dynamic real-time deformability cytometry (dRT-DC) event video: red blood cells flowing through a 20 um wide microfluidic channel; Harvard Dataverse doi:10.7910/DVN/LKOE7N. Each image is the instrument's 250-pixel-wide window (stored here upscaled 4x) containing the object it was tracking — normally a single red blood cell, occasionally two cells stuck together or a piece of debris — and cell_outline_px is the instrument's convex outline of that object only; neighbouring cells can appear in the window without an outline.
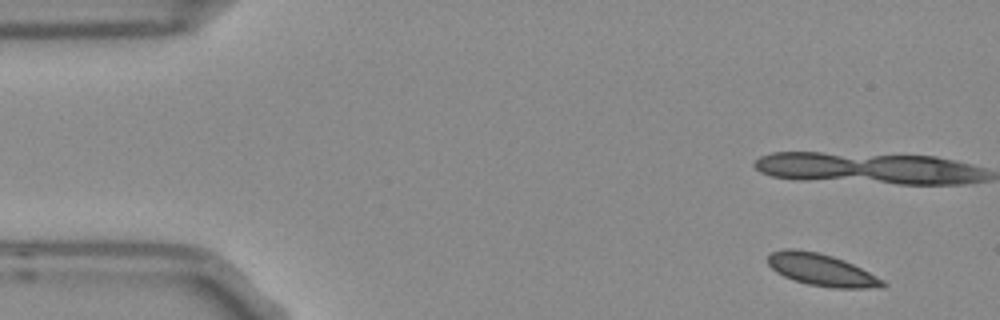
{"species": "Egyptian fruit bat (a non-hibernating species)", "species_latin": "Rousettus aegyptiacus", "temperature_condition": "room temperature", "stored_images_in_passage": 5, "camera_frame_rate_fps": 3000, "um_per_image_px": 0.085, "frame": {"image": 1, "passage_image": 1, "time_ms": 0.0, "image_size_px": [1000, 320], "cell_outline_px": [[888, 284], [884, 288], [832, 288], [808, 284], [792, 280], [776, 272], [768, 264], [768, 256], [772, 252], [784, 248], [796, 248], [820, 252], [844, 260], [884, 280]], "centroid_in_image_um": [69.83, 22.94], "position_along_channel_um": 15.2, "area_um2": 21.62}}
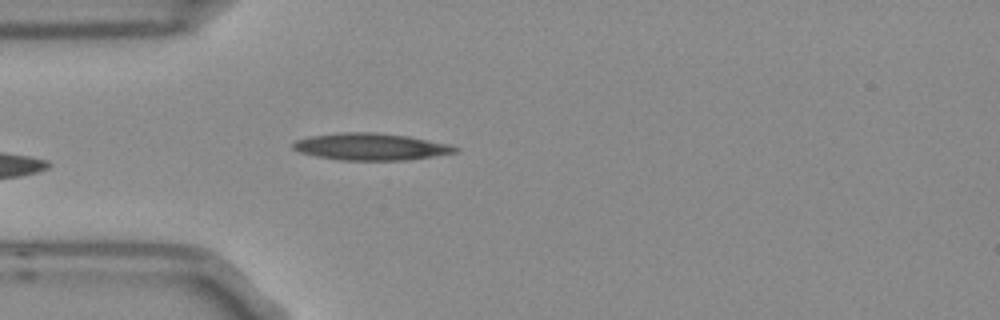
{"frame": {"image": 2, "passage_image": 5, "time_ms": 1.333, "image_size_px": [1000, 320], "cell_outline_px": [[460, 148], [456, 152], [408, 160], [340, 160], [316, 156], [300, 152], [292, 148], [292, 144], [296, 140], [312, 136], [344, 132], [372, 132], [408, 136], [448, 144]], "centroid_in_image_um": [31.51, 12.47], "position_along_channel_um": 53.5, "area_um2": 25.2}}